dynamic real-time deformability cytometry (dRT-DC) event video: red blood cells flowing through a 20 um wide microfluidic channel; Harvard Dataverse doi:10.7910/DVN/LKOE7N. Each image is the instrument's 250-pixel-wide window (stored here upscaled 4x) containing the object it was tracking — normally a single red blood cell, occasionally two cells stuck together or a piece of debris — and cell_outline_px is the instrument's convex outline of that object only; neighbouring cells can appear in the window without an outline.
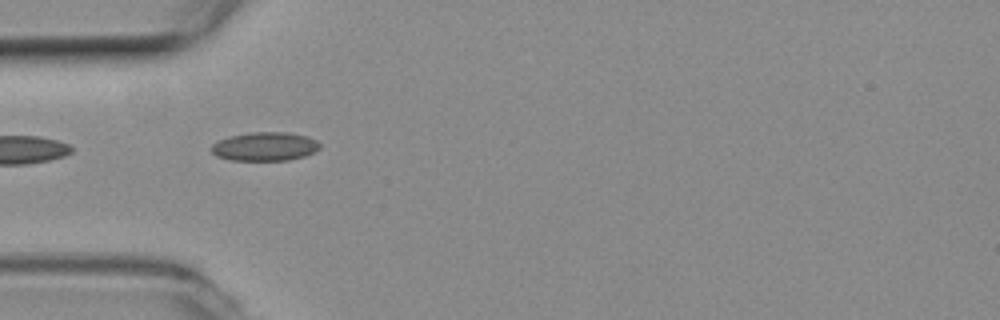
{"species": "common noctule bat (a hibernating species)", "species_latin": "Nyctalus noctula", "temperature_condition": "room temperature", "stored_images_in_passage": 5, "camera_frame_rate_fps": 3000, "um_per_image_px": 0.085, "animal": {"sex": "female", "body_mass_g": 19.3, "forearm_length_mm": 54.1}, "frame": {"image": 1, "passage_image": 3, "time_ms": 0.667, "image_size_px": [1000, 320], "cell_outline_px": [[320, 148], [304, 156], [288, 160], [228, 160], [216, 156], [212, 152], [212, 144], [228, 136], [248, 132], [288, 132], [308, 136], [316, 140], [320, 144]], "centroid_in_image_um": [22.5, 12.44], "position_along_channel_um": 62.5, "area_um2": 18.21}}
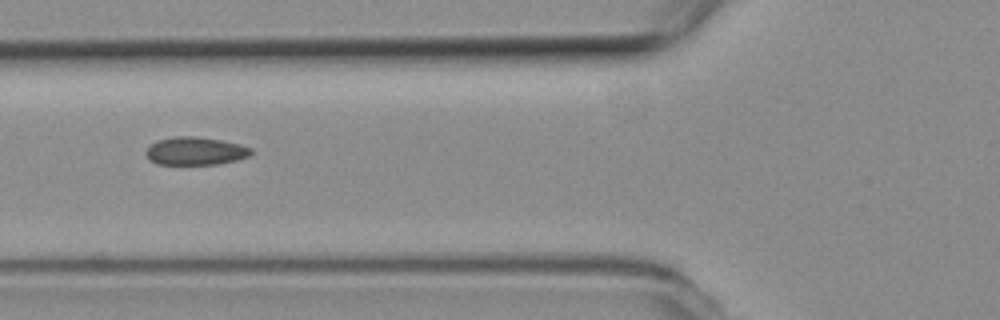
{"frame": {"image": 2, "passage_image": 4, "time_ms": 1.0, "image_size_px": [1000, 320], "cell_outline_px": [[252, 152], [248, 156], [236, 160], [220, 164], [156, 164], [148, 160], [144, 152], [156, 140], [176, 136], [196, 136], [220, 140], [240, 144], [252, 148]], "centroid_in_image_um": [16.58, 12.84], "position_along_channel_um": 109.2, "area_um2": 17.22}}
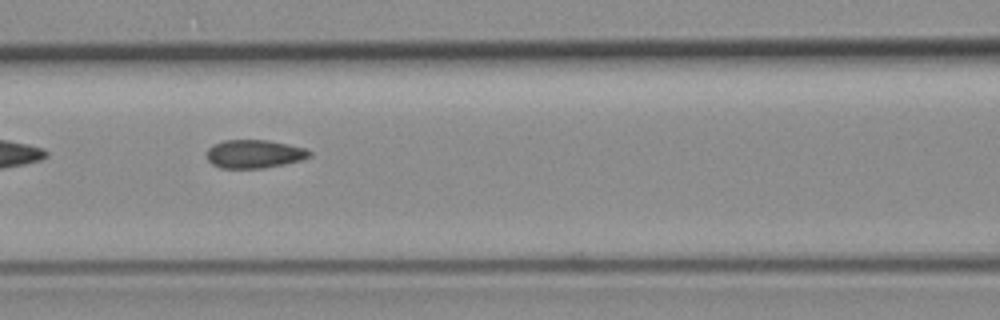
{"frame": {"image": 3, "passage_image": 5, "time_ms": 1.333, "image_size_px": [1000, 320], "cell_outline_px": [[312, 156], [300, 160], [284, 164], [264, 168], [220, 168], [212, 164], [208, 160], [204, 152], [212, 144], [224, 140], [268, 140], [308, 148], [312, 152]], "centroid_in_image_um": [21.6, 13.08], "position_along_channel_um": 145.0, "area_um2": 17.28}}